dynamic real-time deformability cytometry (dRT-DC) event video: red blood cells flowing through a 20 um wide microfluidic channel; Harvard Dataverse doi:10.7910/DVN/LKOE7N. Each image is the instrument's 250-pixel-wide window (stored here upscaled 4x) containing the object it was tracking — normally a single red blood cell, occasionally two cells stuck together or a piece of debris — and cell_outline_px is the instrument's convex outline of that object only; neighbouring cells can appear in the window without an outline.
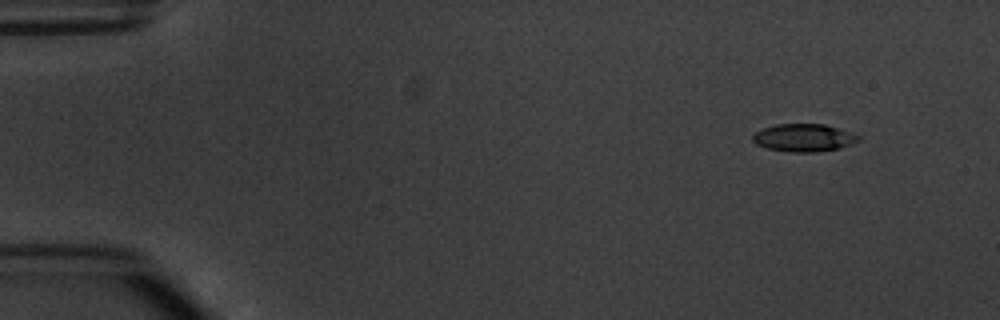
{"species": "common noctule bat (a hibernating species)", "species_latin": "Nyctalus noctula", "temperature_condition": "warm", "stored_images_in_passage": 4, "camera_frame_rate_fps": 3000, "um_per_image_px": 0.085, "animal": {"sex": "male", "body_mass_g": 20.1, "forearm_length_mm": 53.5}, "frame": {"image": 1, "passage_image": 1, "time_ms": 0.0, "image_size_px": [1000, 320], "cell_outline_px": [[860, 140], [840, 148], [812, 152], [792, 152], [768, 148], [756, 144], [752, 140], [752, 136], [756, 132], [764, 128], [776, 124], [824, 124], [852, 132], [860, 136]], "centroid_in_image_um": [68.33, 11.7], "position_along_channel_um": 16.7, "area_um2": 16.94}}
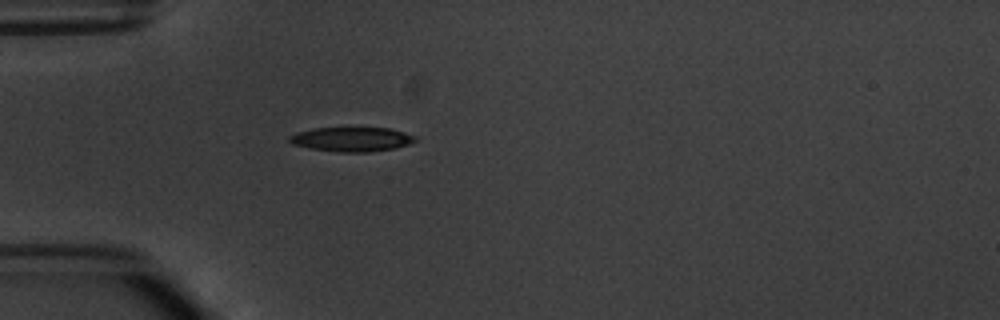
{"frame": {"image": 2, "passage_image": 4, "time_ms": 3.667, "image_size_px": [1000, 320], "cell_outline_px": [[416, 140], [408, 144], [396, 148], [368, 152], [340, 152], [308, 148], [292, 144], [288, 140], [288, 136], [296, 132], [316, 128], [388, 128], [404, 132], [416, 136]], "centroid_in_image_um": [29.87, 11.84], "position_along_channel_um": 55.1, "area_um2": 17.86}}